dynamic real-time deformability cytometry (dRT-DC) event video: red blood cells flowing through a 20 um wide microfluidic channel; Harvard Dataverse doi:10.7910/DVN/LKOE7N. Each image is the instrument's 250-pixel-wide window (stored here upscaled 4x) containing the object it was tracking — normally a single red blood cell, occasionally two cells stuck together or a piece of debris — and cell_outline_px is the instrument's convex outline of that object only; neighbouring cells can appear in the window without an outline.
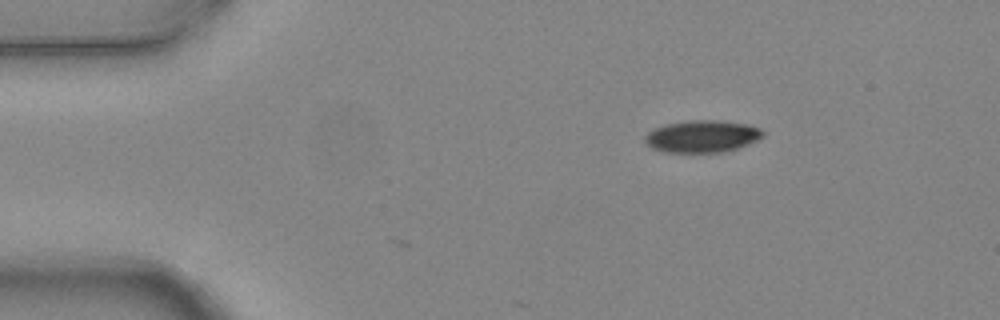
{"species": "common noctule bat (a hibernating species)", "species_latin": "Nyctalus noctula", "temperature_condition": "warm", "stored_images_in_passage": 4, "camera_frame_rate_fps": 3000, "um_per_image_px": 0.085, "animal": {"sex": "female", "body_mass_g": 24.6, "forearm_length_mm": 56.2}, "frame": {"image": 1, "passage_image": 4, "time_ms": 1.0, "image_size_px": [1000, 320], "cell_outline_px": [[764, 136], [748, 144], [724, 152], [664, 152], [652, 148], [644, 140], [644, 136], [652, 128], [664, 124], [688, 120], [716, 120], [748, 124], [760, 128], [764, 132]], "centroid_in_image_um": [59.66, 11.58], "position_along_channel_um": 25.3, "area_um2": 22.2}}